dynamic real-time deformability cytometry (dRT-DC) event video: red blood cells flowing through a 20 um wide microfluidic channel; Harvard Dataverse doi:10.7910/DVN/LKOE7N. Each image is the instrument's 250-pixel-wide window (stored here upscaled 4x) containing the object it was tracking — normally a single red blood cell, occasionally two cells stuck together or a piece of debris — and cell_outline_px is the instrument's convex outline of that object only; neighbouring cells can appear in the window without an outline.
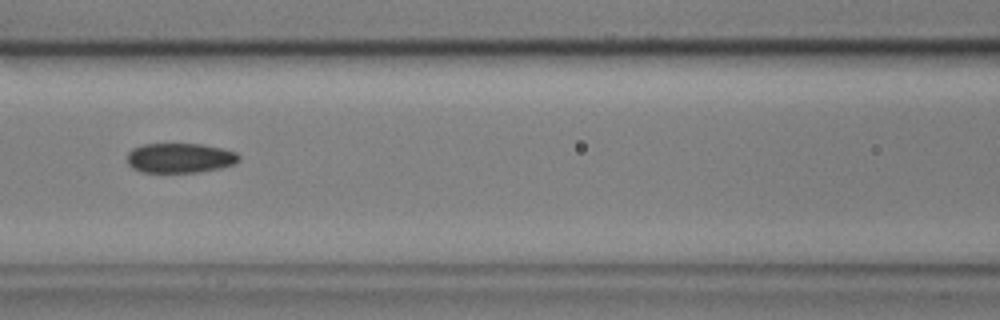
{"species": "common noctule bat (a hibernating species)", "species_latin": "Nyctalus noctula", "temperature_condition": "cold", "stored_images_in_passage": 41, "camera_frame_rate_fps": 3000, "um_per_image_px": 0.085, "animal": {"sex": "male", "body_mass_g": 17.9, "forearm_length_mm": 54.2}, "frame": {"image": 1, "passage_image": 12, "time_ms": 3.667, "image_size_px": [1000, 320], "cell_outline_px": [[240, 160], [236, 164], [220, 168], [196, 172], [140, 172], [132, 168], [128, 164], [128, 152], [132, 148], [144, 144], [200, 144], [220, 148], [236, 152], [240, 156]], "centroid_in_image_um": [15.29, 13.43], "position_along_channel_um": 151.3, "area_um2": 19.42}}
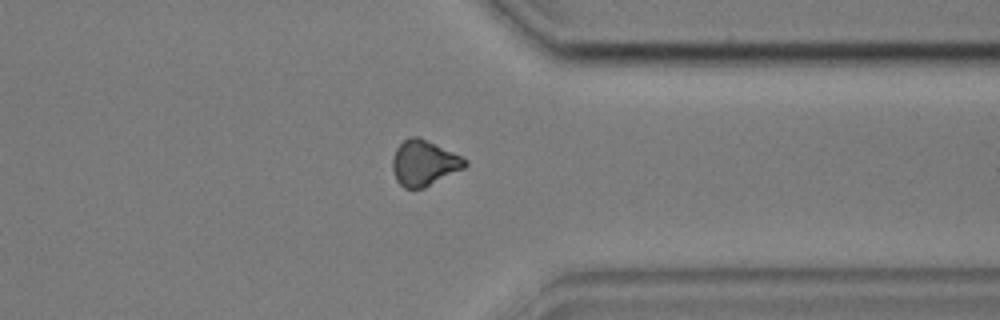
{"frame": {"image": 2, "passage_image": 31, "time_ms": 10.0, "image_size_px": [1000, 320], "cell_outline_px": [[468, 164], [464, 168], [424, 188], [404, 188], [396, 180], [392, 168], [392, 156], [396, 148], [408, 136], [420, 136], [468, 160]], "centroid_in_image_um": [36.02, 13.84], "position_along_channel_um": 375.4, "area_um2": 19.25}}
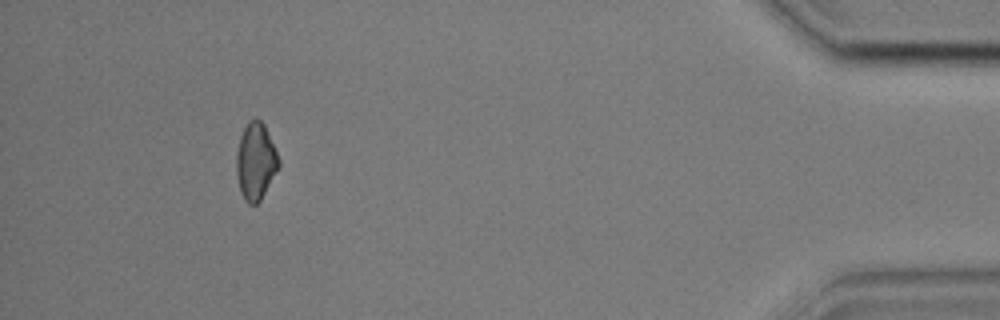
{"frame": {"image": 3, "passage_image": 39, "time_ms": 12.667, "image_size_px": [1000, 320], "cell_outline_px": [[280, 164], [260, 200], [256, 204], [248, 204], [244, 200], [240, 192], [236, 172], [236, 152], [240, 136], [248, 120], [260, 120], [264, 124], [280, 160]], "centroid_in_image_um": [21.7, 13.72], "position_along_channel_um": 413.5, "area_um2": 18.79}, "authors_computed_cell_mechanics": {"area_um2": 19.4786, "velocity_mm_per_s": 3.6126, "shape_relaxation_time_tau1_ms": null, "shape_relaxation_time_tau2_ms": 4.5519, "deformation_change_tau1": null, "deformation_change_tau2": 0.0936}}